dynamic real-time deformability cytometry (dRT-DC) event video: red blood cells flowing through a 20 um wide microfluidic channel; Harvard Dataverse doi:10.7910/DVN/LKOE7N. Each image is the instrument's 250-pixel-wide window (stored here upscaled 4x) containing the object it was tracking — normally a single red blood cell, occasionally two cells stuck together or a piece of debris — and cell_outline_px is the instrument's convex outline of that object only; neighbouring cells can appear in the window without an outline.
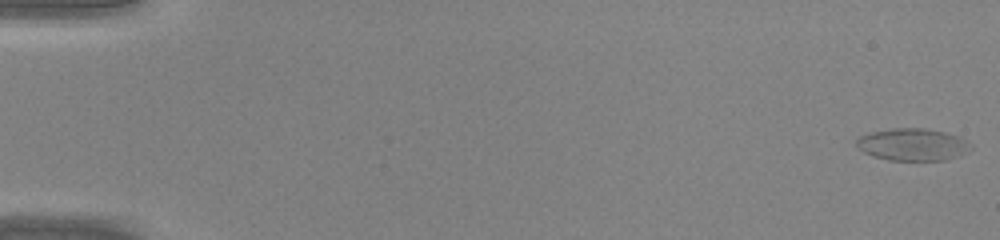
{"species": "common noctule bat (a hibernating species)", "species_latin": "Nyctalus noctula", "temperature_condition": "warm", "stored_images_in_passage": 47, "camera_frame_rate_fps": 3000, "um_per_image_px": 0.085, "animal": {"sex": "male", "body_mass_g": 20.0, "forearm_length_mm": 53.3}, "frame": {"image": 1, "passage_image": 1, "time_ms": 0.0, "image_size_px": [1000, 240], "cell_outline_px": [[972, 148], [968, 152], [944, 160], [888, 160], [864, 152], [856, 148], [856, 140], [860, 136], [872, 132], [892, 128], [924, 128], [944, 132], [968, 140], [972, 144]], "centroid_in_image_um": [77.59, 12.28], "position_along_channel_um": 7.4, "area_um2": 21.39}}
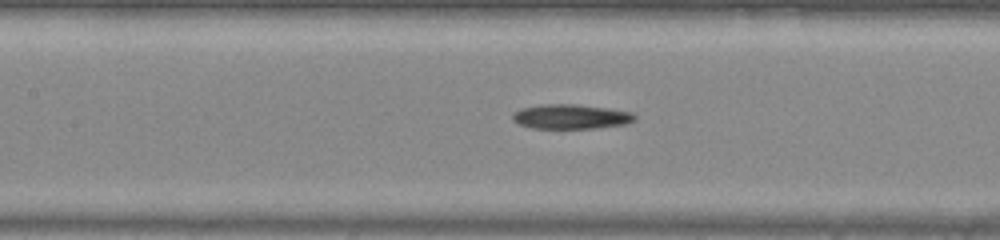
{"frame": {"image": 2, "passage_image": 23, "time_ms": 7.333, "image_size_px": [1000, 240], "cell_outline_px": [[636, 120], [624, 124], [596, 128], [532, 128], [520, 124], [512, 120], [512, 112], [520, 108], [544, 104], [576, 104], [632, 112], [636, 116]], "centroid_in_image_um": [48.49, 9.91], "position_along_channel_um": 158.9, "area_um2": 17.46}}
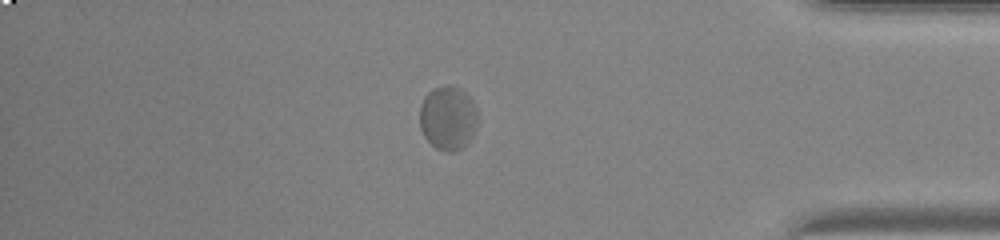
{"frame": {"image": 3, "passage_image": 41, "time_ms": 13.333, "image_size_px": [1000, 240], "cell_outline_px": [[476, 128], [472, 136], [460, 148], [452, 152], [448, 152], [436, 148], [424, 136], [420, 128], [420, 104], [424, 96], [432, 88], [448, 84], [460, 88], [472, 100], [476, 108]], "centroid_in_image_um": [38.05, 9.99], "position_along_channel_um": 397.2, "area_um2": 21.56}}